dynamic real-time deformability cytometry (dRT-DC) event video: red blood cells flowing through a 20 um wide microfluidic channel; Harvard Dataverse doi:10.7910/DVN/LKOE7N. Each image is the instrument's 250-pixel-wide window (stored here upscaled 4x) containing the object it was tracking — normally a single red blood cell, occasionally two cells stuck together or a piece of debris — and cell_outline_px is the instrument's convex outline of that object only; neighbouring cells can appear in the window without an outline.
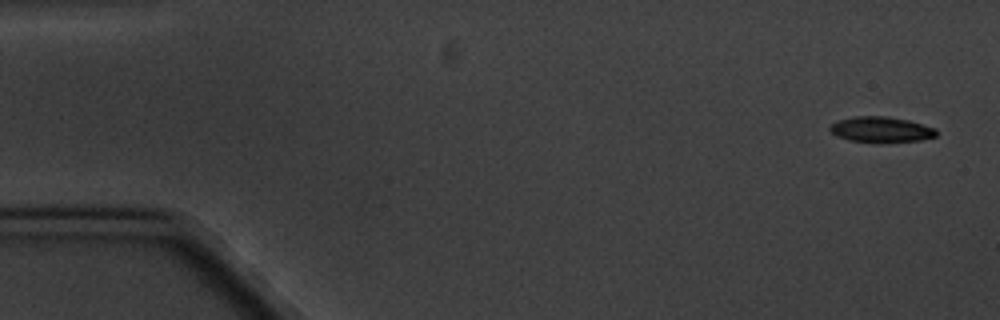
{"species": "common noctule bat (a hibernating species)", "species_latin": "Nyctalus noctula", "temperature_condition": "cold", "stored_images_in_passage": 5, "camera_frame_rate_fps": 3000, "um_per_image_px": 0.085, "animal": {"sex": "male", "body_mass_g": 20.1, "forearm_length_mm": 53.5}, "frame": {"image": 1, "passage_image": 1, "time_ms": 0.0, "image_size_px": [1000, 320], "cell_outline_px": [[940, 132], [936, 136], [920, 140], [880, 144], [848, 140], [836, 136], [828, 128], [836, 120], [856, 116], [884, 116], [908, 120], [936, 128]], "centroid_in_image_um": [74.9, 11.03], "position_along_channel_um": 10.1, "area_um2": 16.3}}
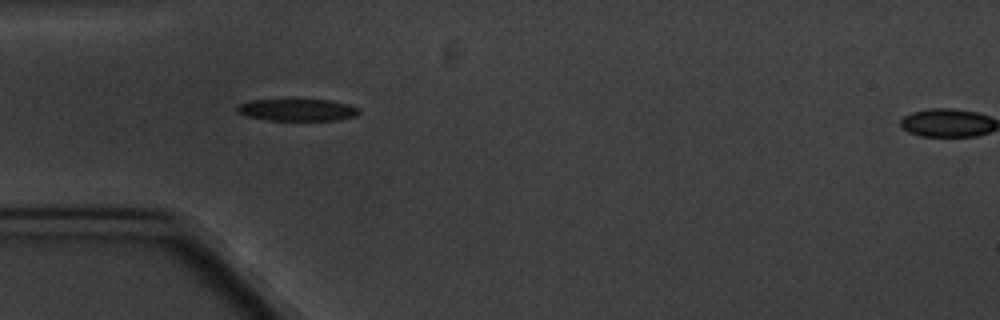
{"frame": {"image": 2, "passage_image": 5, "time_ms": 5.0, "image_size_px": [1000, 320], "cell_outline_px": [[360, 112], [356, 116], [340, 120], [268, 120], [248, 116], [236, 112], [236, 104], [248, 100], [328, 100], [348, 104], [360, 108]], "centroid_in_image_um": [25.26, 9.34], "position_along_channel_um": 59.7, "area_um2": 15.72}}